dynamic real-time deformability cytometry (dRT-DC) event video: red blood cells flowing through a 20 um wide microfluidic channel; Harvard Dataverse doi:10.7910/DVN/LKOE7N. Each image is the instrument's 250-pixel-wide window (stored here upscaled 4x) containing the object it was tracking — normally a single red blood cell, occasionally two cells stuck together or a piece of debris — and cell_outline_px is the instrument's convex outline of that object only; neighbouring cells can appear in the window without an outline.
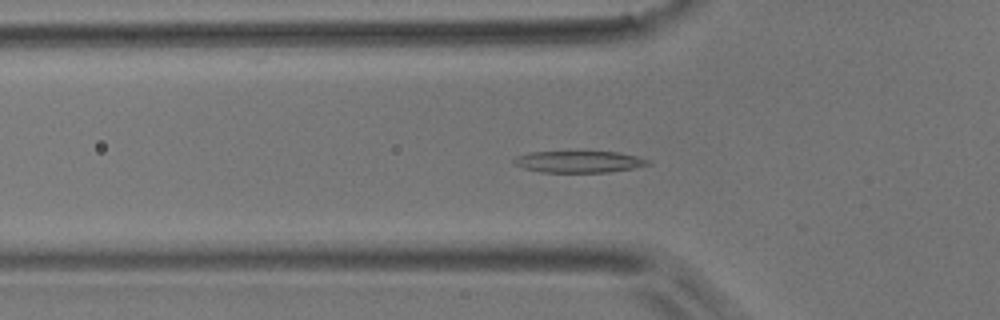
{"species": "common noctule bat (a hibernating species)", "species_latin": "Nyctalus noctula", "temperature_condition": "room temperature", "stored_images_in_passage": 26, "camera_frame_rate_fps": 3000, "um_per_image_px": 0.085, "animal": {"sex": "male", "body_mass_g": 17.9}, "frame": {"image": 1, "passage_image": 10, "time_ms": 3.0, "image_size_px": [1000, 320], "cell_outline_px": [[652, 164], [632, 168], [608, 172], [540, 172], [524, 168], [512, 164], [512, 160], [516, 156], [528, 152], [616, 152], [636, 156], [652, 160]], "centroid_in_image_um": [49.19, 13.75], "position_along_channel_um": 76.6, "area_um2": 16.94}}
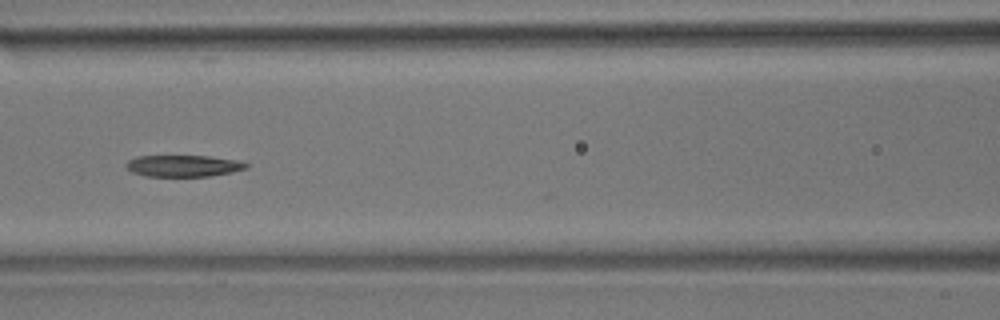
{"frame": {"image": 2, "passage_image": 16, "time_ms": 5.0, "image_size_px": [1000, 320], "cell_outline_px": [[248, 168], [232, 172], [212, 176], [144, 176], [132, 172], [124, 164], [128, 160], [136, 156], [208, 156], [236, 160], [248, 164]], "centroid_in_image_um": [15.57, 14.1], "position_along_channel_um": 151.0, "area_um2": 15.09}}
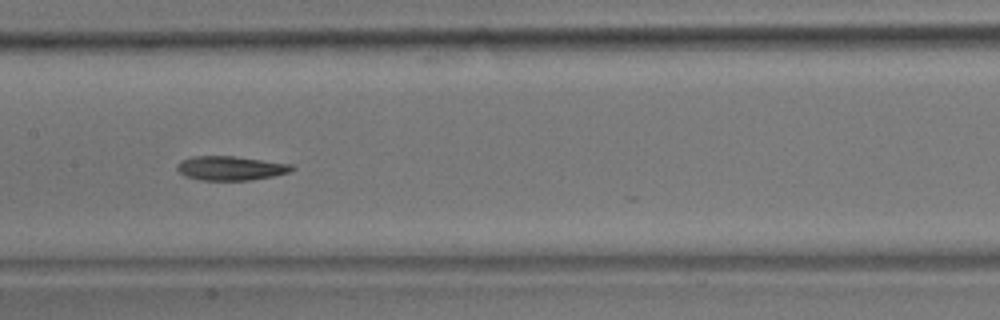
{"frame": {"image": 3, "passage_image": 19, "time_ms": 6.0, "image_size_px": [1000, 320], "cell_outline_px": [[296, 168], [288, 172], [272, 176], [252, 180], [200, 180], [184, 176], [176, 168], [176, 164], [180, 160], [192, 156], [232, 156], [292, 164]], "centroid_in_image_um": [19.56, 14.29], "position_along_channel_um": 187.8, "area_um2": 16.18}}